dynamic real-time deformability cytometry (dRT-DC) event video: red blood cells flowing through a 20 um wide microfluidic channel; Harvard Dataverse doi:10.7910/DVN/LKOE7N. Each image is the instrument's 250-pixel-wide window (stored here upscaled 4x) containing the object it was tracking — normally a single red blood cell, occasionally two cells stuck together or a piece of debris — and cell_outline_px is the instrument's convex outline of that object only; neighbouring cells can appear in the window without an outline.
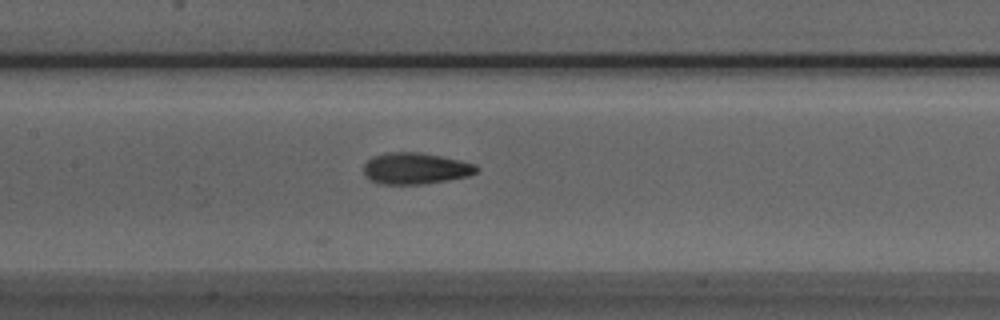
{"species": "Egyptian fruit bat (a non-hibernating species)", "species_latin": "Rousettus aegyptiacus", "temperature_condition": "room temperature", "stored_images_in_passage": 21, "camera_frame_rate_fps": 3000, "um_per_image_px": 0.085, "animal": {"sex": "male"}, "frame": {"image": 1, "passage_image": 13, "time_ms": 4.0, "image_size_px": [1000, 320], "cell_outline_px": [[480, 168], [476, 172], [468, 176], [448, 180], [424, 184], [380, 184], [364, 176], [364, 164], [372, 156], [388, 152], [416, 152], [440, 156], [460, 160], [476, 164]], "centroid_in_image_um": [35.31, 14.32], "position_along_channel_um": 172.1, "area_um2": 20.69}}
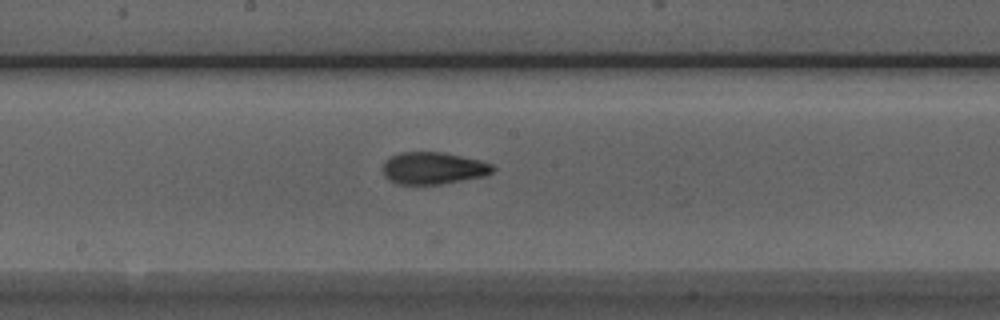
{"frame": {"image": 2, "passage_image": 16, "time_ms": 5.0, "image_size_px": [1000, 320], "cell_outline_px": [[496, 168], [492, 172], [484, 176], [440, 184], [396, 184], [388, 180], [384, 176], [384, 164], [392, 156], [400, 152], [440, 152], [480, 160], [492, 164]], "centroid_in_image_um": [36.83, 14.3], "position_along_channel_um": 211.4, "area_um2": 20.35}}
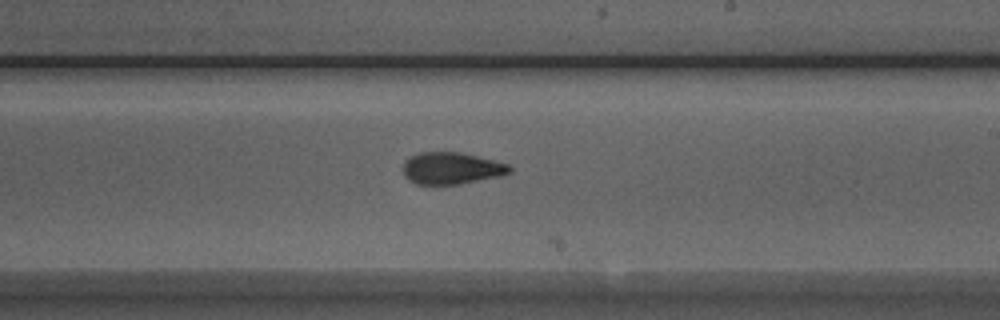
{"frame": {"image": 3, "passage_image": 19, "time_ms": 6.0, "image_size_px": [1000, 320], "cell_outline_px": [[512, 172], [500, 176], [460, 184], [416, 184], [408, 180], [404, 176], [404, 160], [420, 152], [460, 152], [508, 164], [512, 168]], "centroid_in_image_um": [38.37, 14.31], "position_along_channel_um": 250.6, "area_um2": 19.71}}